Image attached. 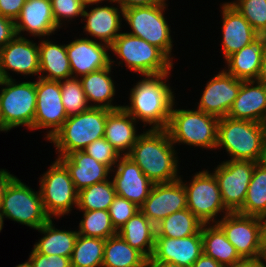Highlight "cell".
<instances>
[{
    "label": "cell",
    "mask_w": 266,
    "mask_h": 267,
    "mask_svg": "<svg viewBox=\"0 0 266 267\" xmlns=\"http://www.w3.org/2000/svg\"><path fill=\"white\" fill-rule=\"evenodd\" d=\"M3 219L38 230L50 217L45 212L39 189L36 191L17 176L7 186L0 206Z\"/></svg>",
    "instance_id": "10"
},
{
    "label": "cell",
    "mask_w": 266,
    "mask_h": 267,
    "mask_svg": "<svg viewBox=\"0 0 266 267\" xmlns=\"http://www.w3.org/2000/svg\"><path fill=\"white\" fill-rule=\"evenodd\" d=\"M3 226H4V219H3V215L1 214V211H0V232L3 229Z\"/></svg>",
    "instance_id": "57"
},
{
    "label": "cell",
    "mask_w": 266,
    "mask_h": 267,
    "mask_svg": "<svg viewBox=\"0 0 266 267\" xmlns=\"http://www.w3.org/2000/svg\"><path fill=\"white\" fill-rule=\"evenodd\" d=\"M5 79L0 86V109L2 132L26 127L33 131L36 112V81Z\"/></svg>",
    "instance_id": "7"
},
{
    "label": "cell",
    "mask_w": 266,
    "mask_h": 267,
    "mask_svg": "<svg viewBox=\"0 0 266 267\" xmlns=\"http://www.w3.org/2000/svg\"><path fill=\"white\" fill-rule=\"evenodd\" d=\"M242 80L233 77L224 69L207 80L196 109L215 117L223 118L229 113L238 95Z\"/></svg>",
    "instance_id": "15"
},
{
    "label": "cell",
    "mask_w": 266,
    "mask_h": 267,
    "mask_svg": "<svg viewBox=\"0 0 266 267\" xmlns=\"http://www.w3.org/2000/svg\"><path fill=\"white\" fill-rule=\"evenodd\" d=\"M106 108L90 107L85 112L68 117L62 127L48 142L54 144L57 156H66L83 150L93 141L103 138L107 114Z\"/></svg>",
    "instance_id": "6"
},
{
    "label": "cell",
    "mask_w": 266,
    "mask_h": 267,
    "mask_svg": "<svg viewBox=\"0 0 266 267\" xmlns=\"http://www.w3.org/2000/svg\"><path fill=\"white\" fill-rule=\"evenodd\" d=\"M111 222L116 230L123 226L138 211L139 207L129 200L116 195L109 208Z\"/></svg>",
    "instance_id": "43"
},
{
    "label": "cell",
    "mask_w": 266,
    "mask_h": 267,
    "mask_svg": "<svg viewBox=\"0 0 266 267\" xmlns=\"http://www.w3.org/2000/svg\"><path fill=\"white\" fill-rule=\"evenodd\" d=\"M26 0H0V15L15 22Z\"/></svg>",
    "instance_id": "45"
},
{
    "label": "cell",
    "mask_w": 266,
    "mask_h": 267,
    "mask_svg": "<svg viewBox=\"0 0 266 267\" xmlns=\"http://www.w3.org/2000/svg\"><path fill=\"white\" fill-rule=\"evenodd\" d=\"M233 119L264 123L266 120V85L256 80L243 81L227 115Z\"/></svg>",
    "instance_id": "24"
},
{
    "label": "cell",
    "mask_w": 266,
    "mask_h": 267,
    "mask_svg": "<svg viewBox=\"0 0 266 267\" xmlns=\"http://www.w3.org/2000/svg\"><path fill=\"white\" fill-rule=\"evenodd\" d=\"M148 267H185L171 262L148 261Z\"/></svg>",
    "instance_id": "52"
},
{
    "label": "cell",
    "mask_w": 266,
    "mask_h": 267,
    "mask_svg": "<svg viewBox=\"0 0 266 267\" xmlns=\"http://www.w3.org/2000/svg\"><path fill=\"white\" fill-rule=\"evenodd\" d=\"M176 147L166 129H143L131 152L127 155L155 183L176 181L179 172V157Z\"/></svg>",
    "instance_id": "2"
},
{
    "label": "cell",
    "mask_w": 266,
    "mask_h": 267,
    "mask_svg": "<svg viewBox=\"0 0 266 267\" xmlns=\"http://www.w3.org/2000/svg\"><path fill=\"white\" fill-rule=\"evenodd\" d=\"M39 48V78L61 81L71 78L70 62L67 55L66 44H57L54 41L40 38Z\"/></svg>",
    "instance_id": "29"
},
{
    "label": "cell",
    "mask_w": 266,
    "mask_h": 267,
    "mask_svg": "<svg viewBox=\"0 0 266 267\" xmlns=\"http://www.w3.org/2000/svg\"><path fill=\"white\" fill-rule=\"evenodd\" d=\"M0 132H2V118H1V109H0Z\"/></svg>",
    "instance_id": "58"
},
{
    "label": "cell",
    "mask_w": 266,
    "mask_h": 267,
    "mask_svg": "<svg viewBox=\"0 0 266 267\" xmlns=\"http://www.w3.org/2000/svg\"><path fill=\"white\" fill-rule=\"evenodd\" d=\"M256 81L266 85V51L263 55V59L261 62V67H260V72H259V75H258Z\"/></svg>",
    "instance_id": "51"
},
{
    "label": "cell",
    "mask_w": 266,
    "mask_h": 267,
    "mask_svg": "<svg viewBox=\"0 0 266 267\" xmlns=\"http://www.w3.org/2000/svg\"><path fill=\"white\" fill-rule=\"evenodd\" d=\"M14 24L16 35L21 37H25V31L29 36L42 39L60 31L49 0H26Z\"/></svg>",
    "instance_id": "22"
},
{
    "label": "cell",
    "mask_w": 266,
    "mask_h": 267,
    "mask_svg": "<svg viewBox=\"0 0 266 267\" xmlns=\"http://www.w3.org/2000/svg\"><path fill=\"white\" fill-rule=\"evenodd\" d=\"M74 39L66 44L72 77L80 78L111 65L109 45L87 37Z\"/></svg>",
    "instance_id": "19"
},
{
    "label": "cell",
    "mask_w": 266,
    "mask_h": 267,
    "mask_svg": "<svg viewBox=\"0 0 266 267\" xmlns=\"http://www.w3.org/2000/svg\"><path fill=\"white\" fill-rule=\"evenodd\" d=\"M265 51L266 35H259L250 44L227 57L224 70L243 81L256 80Z\"/></svg>",
    "instance_id": "26"
},
{
    "label": "cell",
    "mask_w": 266,
    "mask_h": 267,
    "mask_svg": "<svg viewBox=\"0 0 266 267\" xmlns=\"http://www.w3.org/2000/svg\"><path fill=\"white\" fill-rule=\"evenodd\" d=\"M105 239L78 234L71 256L72 267H102Z\"/></svg>",
    "instance_id": "37"
},
{
    "label": "cell",
    "mask_w": 266,
    "mask_h": 267,
    "mask_svg": "<svg viewBox=\"0 0 266 267\" xmlns=\"http://www.w3.org/2000/svg\"><path fill=\"white\" fill-rule=\"evenodd\" d=\"M85 7H87V6H90L91 7V5L93 6V5H99V4H101V3H105V2H109L110 0H79Z\"/></svg>",
    "instance_id": "54"
},
{
    "label": "cell",
    "mask_w": 266,
    "mask_h": 267,
    "mask_svg": "<svg viewBox=\"0 0 266 267\" xmlns=\"http://www.w3.org/2000/svg\"><path fill=\"white\" fill-rule=\"evenodd\" d=\"M201 222L188 208L170 214L155 225L156 236L168 238H184L197 234L202 226Z\"/></svg>",
    "instance_id": "34"
},
{
    "label": "cell",
    "mask_w": 266,
    "mask_h": 267,
    "mask_svg": "<svg viewBox=\"0 0 266 267\" xmlns=\"http://www.w3.org/2000/svg\"><path fill=\"white\" fill-rule=\"evenodd\" d=\"M51 6L54 20L59 29L77 17L82 18L85 8L79 0H51Z\"/></svg>",
    "instance_id": "41"
},
{
    "label": "cell",
    "mask_w": 266,
    "mask_h": 267,
    "mask_svg": "<svg viewBox=\"0 0 266 267\" xmlns=\"http://www.w3.org/2000/svg\"><path fill=\"white\" fill-rule=\"evenodd\" d=\"M167 1L157 5L125 9L123 14L124 21L131 28L127 33L156 46L173 61L175 57L172 55L171 25L164 15L168 9Z\"/></svg>",
    "instance_id": "8"
},
{
    "label": "cell",
    "mask_w": 266,
    "mask_h": 267,
    "mask_svg": "<svg viewBox=\"0 0 266 267\" xmlns=\"http://www.w3.org/2000/svg\"><path fill=\"white\" fill-rule=\"evenodd\" d=\"M257 163L249 160H224L213 170L221 198L230 213L238 212L246 197L251 176Z\"/></svg>",
    "instance_id": "12"
},
{
    "label": "cell",
    "mask_w": 266,
    "mask_h": 267,
    "mask_svg": "<svg viewBox=\"0 0 266 267\" xmlns=\"http://www.w3.org/2000/svg\"><path fill=\"white\" fill-rule=\"evenodd\" d=\"M115 172V173H113ZM116 195L124 197L140 207L149 196L154 183L127 155L121 156L111 170Z\"/></svg>",
    "instance_id": "20"
},
{
    "label": "cell",
    "mask_w": 266,
    "mask_h": 267,
    "mask_svg": "<svg viewBox=\"0 0 266 267\" xmlns=\"http://www.w3.org/2000/svg\"><path fill=\"white\" fill-rule=\"evenodd\" d=\"M108 3H110L109 5L111 6L107 5V3L103 6L101 4L98 6L97 4V6H93L90 11H88L89 6L85 7L81 23L85 22L82 28L87 38L90 36L91 40L111 46L120 35V31H122L121 27L124 26L122 25L124 10L119 4L114 6L117 3L113 0H110Z\"/></svg>",
    "instance_id": "16"
},
{
    "label": "cell",
    "mask_w": 266,
    "mask_h": 267,
    "mask_svg": "<svg viewBox=\"0 0 266 267\" xmlns=\"http://www.w3.org/2000/svg\"><path fill=\"white\" fill-rule=\"evenodd\" d=\"M117 234L132 248L139 251L147 260L152 257L156 228L141 211H138L121 226L117 230Z\"/></svg>",
    "instance_id": "30"
},
{
    "label": "cell",
    "mask_w": 266,
    "mask_h": 267,
    "mask_svg": "<svg viewBox=\"0 0 266 267\" xmlns=\"http://www.w3.org/2000/svg\"><path fill=\"white\" fill-rule=\"evenodd\" d=\"M229 3L259 35H266V0H232Z\"/></svg>",
    "instance_id": "40"
},
{
    "label": "cell",
    "mask_w": 266,
    "mask_h": 267,
    "mask_svg": "<svg viewBox=\"0 0 266 267\" xmlns=\"http://www.w3.org/2000/svg\"><path fill=\"white\" fill-rule=\"evenodd\" d=\"M224 267H266V256L256 258H242L234 264Z\"/></svg>",
    "instance_id": "48"
},
{
    "label": "cell",
    "mask_w": 266,
    "mask_h": 267,
    "mask_svg": "<svg viewBox=\"0 0 266 267\" xmlns=\"http://www.w3.org/2000/svg\"><path fill=\"white\" fill-rule=\"evenodd\" d=\"M102 267H148V260L117 234L105 240Z\"/></svg>",
    "instance_id": "33"
},
{
    "label": "cell",
    "mask_w": 266,
    "mask_h": 267,
    "mask_svg": "<svg viewBox=\"0 0 266 267\" xmlns=\"http://www.w3.org/2000/svg\"><path fill=\"white\" fill-rule=\"evenodd\" d=\"M259 220L261 223L262 239H263L264 245L266 247V213L262 214L259 217Z\"/></svg>",
    "instance_id": "53"
},
{
    "label": "cell",
    "mask_w": 266,
    "mask_h": 267,
    "mask_svg": "<svg viewBox=\"0 0 266 267\" xmlns=\"http://www.w3.org/2000/svg\"><path fill=\"white\" fill-rule=\"evenodd\" d=\"M139 124L123 107L110 110L107 114L104 138L121 155H128L141 135L137 132Z\"/></svg>",
    "instance_id": "27"
},
{
    "label": "cell",
    "mask_w": 266,
    "mask_h": 267,
    "mask_svg": "<svg viewBox=\"0 0 266 267\" xmlns=\"http://www.w3.org/2000/svg\"><path fill=\"white\" fill-rule=\"evenodd\" d=\"M83 151L112 170L121 155L103 137L87 145Z\"/></svg>",
    "instance_id": "42"
},
{
    "label": "cell",
    "mask_w": 266,
    "mask_h": 267,
    "mask_svg": "<svg viewBox=\"0 0 266 267\" xmlns=\"http://www.w3.org/2000/svg\"><path fill=\"white\" fill-rule=\"evenodd\" d=\"M2 73L5 79H13L10 75L39 77L40 59L38 43L27 37L16 35L6 46L0 50Z\"/></svg>",
    "instance_id": "17"
},
{
    "label": "cell",
    "mask_w": 266,
    "mask_h": 267,
    "mask_svg": "<svg viewBox=\"0 0 266 267\" xmlns=\"http://www.w3.org/2000/svg\"><path fill=\"white\" fill-rule=\"evenodd\" d=\"M113 1L119 4L123 10H125L135 7H146L151 5H157L164 3L166 0H113Z\"/></svg>",
    "instance_id": "47"
},
{
    "label": "cell",
    "mask_w": 266,
    "mask_h": 267,
    "mask_svg": "<svg viewBox=\"0 0 266 267\" xmlns=\"http://www.w3.org/2000/svg\"><path fill=\"white\" fill-rule=\"evenodd\" d=\"M222 17V55L226 59L256 39L259 34L230 3L220 5Z\"/></svg>",
    "instance_id": "23"
},
{
    "label": "cell",
    "mask_w": 266,
    "mask_h": 267,
    "mask_svg": "<svg viewBox=\"0 0 266 267\" xmlns=\"http://www.w3.org/2000/svg\"><path fill=\"white\" fill-rule=\"evenodd\" d=\"M83 212L82 220L78 226V234L86 237L107 239L117 235V230L111 222L109 211L91 210Z\"/></svg>",
    "instance_id": "38"
},
{
    "label": "cell",
    "mask_w": 266,
    "mask_h": 267,
    "mask_svg": "<svg viewBox=\"0 0 266 267\" xmlns=\"http://www.w3.org/2000/svg\"><path fill=\"white\" fill-rule=\"evenodd\" d=\"M185 208H187L186 191L180 179L168 183H155L149 196L139 207L154 225Z\"/></svg>",
    "instance_id": "18"
},
{
    "label": "cell",
    "mask_w": 266,
    "mask_h": 267,
    "mask_svg": "<svg viewBox=\"0 0 266 267\" xmlns=\"http://www.w3.org/2000/svg\"><path fill=\"white\" fill-rule=\"evenodd\" d=\"M203 253L220 265L227 266L242 259L223 230L216 224H203L201 228Z\"/></svg>",
    "instance_id": "32"
},
{
    "label": "cell",
    "mask_w": 266,
    "mask_h": 267,
    "mask_svg": "<svg viewBox=\"0 0 266 267\" xmlns=\"http://www.w3.org/2000/svg\"><path fill=\"white\" fill-rule=\"evenodd\" d=\"M192 267H223L213 258L206 256L204 253L194 262Z\"/></svg>",
    "instance_id": "50"
},
{
    "label": "cell",
    "mask_w": 266,
    "mask_h": 267,
    "mask_svg": "<svg viewBox=\"0 0 266 267\" xmlns=\"http://www.w3.org/2000/svg\"><path fill=\"white\" fill-rule=\"evenodd\" d=\"M179 179L186 191L187 208L201 222L217 223L219 217L221 219L230 213L223 204L218 182L211 171L204 169L196 172L189 182L184 181L182 175Z\"/></svg>",
    "instance_id": "11"
},
{
    "label": "cell",
    "mask_w": 266,
    "mask_h": 267,
    "mask_svg": "<svg viewBox=\"0 0 266 267\" xmlns=\"http://www.w3.org/2000/svg\"><path fill=\"white\" fill-rule=\"evenodd\" d=\"M53 218L43 224L38 232L43 234L33 248L43 255H59L71 258L78 236L77 230H61L55 227Z\"/></svg>",
    "instance_id": "31"
},
{
    "label": "cell",
    "mask_w": 266,
    "mask_h": 267,
    "mask_svg": "<svg viewBox=\"0 0 266 267\" xmlns=\"http://www.w3.org/2000/svg\"><path fill=\"white\" fill-rule=\"evenodd\" d=\"M169 73L141 76L132 85L129 93V104L123 108L148 129H166L170 120L172 106L175 102V89L168 83ZM143 77V78H142ZM151 126V127H150Z\"/></svg>",
    "instance_id": "1"
},
{
    "label": "cell",
    "mask_w": 266,
    "mask_h": 267,
    "mask_svg": "<svg viewBox=\"0 0 266 267\" xmlns=\"http://www.w3.org/2000/svg\"><path fill=\"white\" fill-rule=\"evenodd\" d=\"M16 36L14 21L0 15V50Z\"/></svg>",
    "instance_id": "46"
},
{
    "label": "cell",
    "mask_w": 266,
    "mask_h": 267,
    "mask_svg": "<svg viewBox=\"0 0 266 267\" xmlns=\"http://www.w3.org/2000/svg\"><path fill=\"white\" fill-rule=\"evenodd\" d=\"M5 78L2 73V68H1V61H0V86L4 83Z\"/></svg>",
    "instance_id": "56"
},
{
    "label": "cell",
    "mask_w": 266,
    "mask_h": 267,
    "mask_svg": "<svg viewBox=\"0 0 266 267\" xmlns=\"http://www.w3.org/2000/svg\"><path fill=\"white\" fill-rule=\"evenodd\" d=\"M33 267H72L71 259L59 255H43L34 248L28 258Z\"/></svg>",
    "instance_id": "44"
},
{
    "label": "cell",
    "mask_w": 266,
    "mask_h": 267,
    "mask_svg": "<svg viewBox=\"0 0 266 267\" xmlns=\"http://www.w3.org/2000/svg\"><path fill=\"white\" fill-rule=\"evenodd\" d=\"M174 102L166 130L172 143L216 150L219 118L197 109H176Z\"/></svg>",
    "instance_id": "5"
},
{
    "label": "cell",
    "mask_w": 266,
    "mask_h": 267,
    "mask_svg": "<svg viewBox=\"0 0 266 267\" xmlns=\"http://www.w3.org/2000/svg\"><path fill=\"white\" fill-rule=\"evenodd\" d=\"M36 112L33 122V131L50 129L45 132L49 140L68 119L61 100L60 81L36 78Z\"/></svg>",
    "instance_id": "14"
},
{
    "label": "cell",
    "mask_w": 266,
    "mask_h": 267,
    "mask_svg": "<svg viewBox=\"0 0 266 267\" xmlns=\"http://www.w3.org/2000/svg\"><path fill=\"white\" fill-rule=\"evenodd\" d=\"M260 217L266 213V163L255 165L242 208L237 212Z\"/></svg>",
    "instance_id": "35"
},
{
    "label": "cell",
    "mask_w": 266,
    "mask_h": 267,
    "mask_svg": "<svg viewBox=\"0 0 266 267\" xmlns=\"http://www.w3.org/2000/svg\"><path fill=\"white\" fill-rule=\"evenodd\" d=\"M203 254L201 230L184 238H168L155 236L152 257L148 261L171 262L185 267H192Z\"/></svg>",
    "instance_id": "21"
},
{
    "label": "cell",
    "mask_w": 266,
    "mask_h": 267,
    "mask_svg": "<svg viewBox=\"0 0 266 267\" xmlns=\"http://www.w3.org/2000/svg\"><path fill=\"white\" fill-rule=\"evenodd\" d=\"M68 169L76 190L106 181L110 178L111 170L104 164L85 153L83 150L74 151L66 156H57Z\"/></svg>",
    "instance_id": "25"
},
{
    "label": "cell",
    "mask_w": 266,
    "mask_h": 267,
    "mask_svg": "<svg viewBox=\"0 0 266 267\" xmlns=\"http://www.w3.org/2000/svg\"><path fill=\"white\" fill-rule=\"evenodd\" d=\"M217 148L226 150L230 158L228 160L263 162L266 152V127L264 123L259 122L228 116L220 118Z\"/></svg>",
    "instance_id": "3"
},
{
    "label": "cell",
    "mask_w": 266,
    "mask_h": 267,
    "mask_svg": "<svg viewBox=\"0 0 266 267\" xmlns=\"http://www.w3.org/2000/svg\"><path fill=\"white\" fill-rule=\"evenodd\" d=\"M116 191L113 181L109 178L106 181L93 184L78 192L77 210H106L110 208Z\"/></svg>",
    "instance_id": "36"
},
{
    "label": "cell",
    "mask_w": 266,
    "mask_h": 267,
    "mask_svg": "<svg viewBox=\"0 0 266 267\" xmlns=\"http://www.w3.org/2000/svg\"><path fill=\"white\" fill-rule=\"evenodd\" d=\"M61 100L68 117L85 112L90 108L79 78L71 77L60 81Z\"/></svg>",
    "instance_id": "39"
},
{
    "label": "cell",
    "mask_w": 266,
    "mask_h": 267,
    "mask_svg": "<svg viewBox=\"0 0 266 267\" xmlns=\"http://www.w3.org/2000/svg\"><path fill=\"white\" fill-rule=\"evenodd\" d=\"M112 65L81 76L83 91L90 107L116 110L123 105L113 103L116 96L115 82L111 76Z\"/></svg>",
    "instance_id": "28"
},
{
    "label": "cell",
    "mask_w": 266,
    "mask_h": 267,
    "mask_svg": "<svg viewBox=\"0 0 266 267\" xmlns=\"http://www.w3.org/2000/svg\"><path fill=\"white\" fill-rule=\"evenodd\" d=\"M15 177L16 176L11 174L9 170L0 169V206L7 186Z\"/></svg>",
    "instance_id": "49"
},
{
    "label": "cell",
    "mask_w": 266,
    "mask_h": 267,
    "mask_svg": "<svg viewBox=\"0 0 266 267\" xmlns=\"http://www.w3.org/2000/svg\"><path fill=\"white\" fill-rule=\"evenodd\" d=\"M15 267H33L30 260L28 259L27 261H25L24 263L18 264Z\"/></svg>",
    "instance_id": "55"
},
{
    "label": "cell",
    "mask_w": 266,
    "mask_h": 267,
    "mask_svg": "<svg viewBox=\"0 0 266 267\" xmlns=\"http://www.w3.org/2000/svg\"><path fill=\"white\" fill-rule=\"evenodd\" d=\"M242 258L265 256L259 217L228 213L216 223Z\"/></svg>",
    "instance_id": "13"
},
{
    "label": "cell",
    "mask_w": 266,
    "mask_h": 267,
    "mask_svg": "<svg viewBox=\"0 0 266 267\" xmlns=\"http://www.w3.org/2000/svg\"><path fill=\"white\" fill-rule=\"evenodd\" d=\"M51 163L39 177V191L47 215L59 219L77 209L78 191L66 166L58 158Z\"/></svg>",
    "instance_id": "9"
},
{
    "label": "cell",
    "mask_w": 266,
    "mask_h": 267,
    "mask_svg": "<svg viewBox=\"0 0 266 267\" xmlns=\"http://www.w3.org/2000/svg\"><path fill=\"white\" fill-rule=\"evenodd\" d=\"M113 56L121 59L117 63L111 57V65H124L140 76L169 73L174 63L156 46L132 34L121 32L110 46Z\"/></svg>",
    "instance_id": "4"
}]
</instances>
